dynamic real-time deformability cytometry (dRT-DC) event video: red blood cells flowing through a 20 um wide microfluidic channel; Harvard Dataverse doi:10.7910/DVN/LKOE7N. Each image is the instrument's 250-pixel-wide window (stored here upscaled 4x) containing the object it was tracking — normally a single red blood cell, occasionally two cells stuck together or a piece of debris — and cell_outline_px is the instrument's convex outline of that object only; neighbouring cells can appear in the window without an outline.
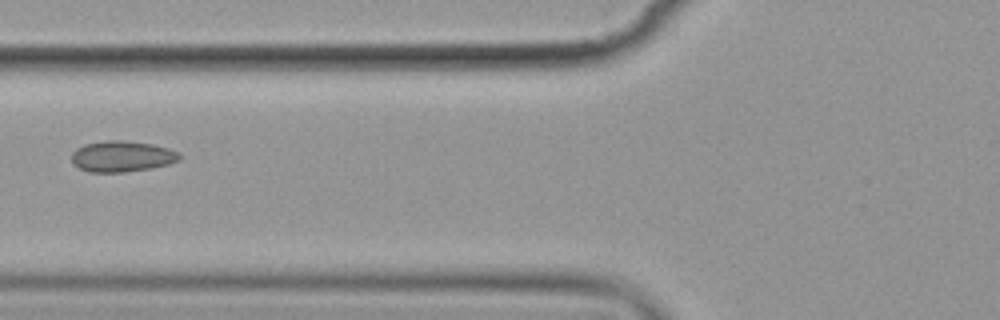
{"species": "common noctule bat (a hibernating species)", "species_latin": "Nyctalus noctula", "temperature_condition": "cold", "stored_images_in_passage": 2, "camera_frame_rate_fps": 3000, "um_per_image_px": 0.085, "animal": {"sex": "female", "body_mass_g": 19.9}, "frame": {"image": 1, "passage_image": 2, "time_ms": 1.333, "image_size_px": [1000, 320], "cell_outline_px": [[180, 160], [168, 164], [152, 168], [124, 172], [88, 172], [72, 164], [72, 152], [76, 148], [84, 144], [104, 140], [120, 140], [152, 144], [168, 148], [180, 152]], "centroid_in_image_um": [10.35, 13.29], "position_along_channel_um": 115.4, "area_um2": 19.59}}